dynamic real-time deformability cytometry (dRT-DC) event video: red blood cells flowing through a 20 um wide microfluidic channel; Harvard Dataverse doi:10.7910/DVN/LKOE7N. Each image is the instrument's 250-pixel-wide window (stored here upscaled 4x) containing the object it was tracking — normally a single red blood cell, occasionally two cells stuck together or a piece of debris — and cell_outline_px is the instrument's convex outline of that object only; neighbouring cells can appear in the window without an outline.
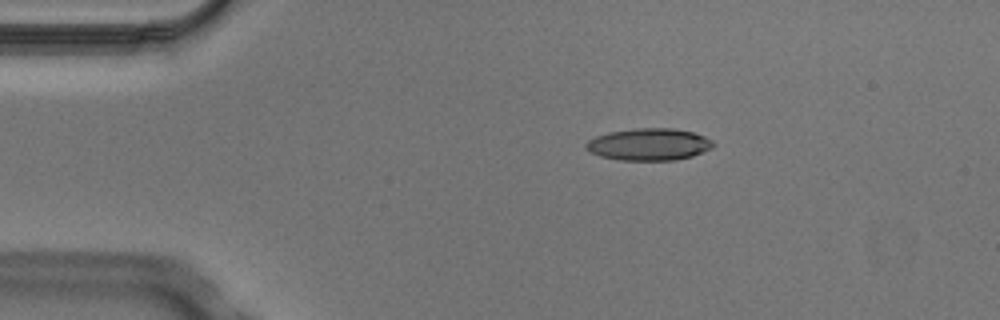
{"species": "Egyptian fruit bat (a non-hibernating species)", "species_latin": "Rousettus aegyptiacus", "temperature_condition": "cold", "stored_images_in_passage": 3, "camera_frame_rate_fps": 3000, "um_per_image_px": 0.085, "animal": {"sex": "male"}, "frame": {"image": 1, "passage_image": 2, "time_ms": 0.333, "image_size_px": [1000, 320], "cell_outline_px": [[716, 144], [712, 148], [692, 156], [676, 160], [620, 160], [600, 156], [592, 152], [584, 144], [588, 140], [596, 136], [608, 132], [636, 128], [672, 128], [692, 132], [704, 136], [712, 140]], "centroid_in_image_um": [55.18, 12.27], "position_along_channel_um": 29.8, "area_um2": 23.7}}